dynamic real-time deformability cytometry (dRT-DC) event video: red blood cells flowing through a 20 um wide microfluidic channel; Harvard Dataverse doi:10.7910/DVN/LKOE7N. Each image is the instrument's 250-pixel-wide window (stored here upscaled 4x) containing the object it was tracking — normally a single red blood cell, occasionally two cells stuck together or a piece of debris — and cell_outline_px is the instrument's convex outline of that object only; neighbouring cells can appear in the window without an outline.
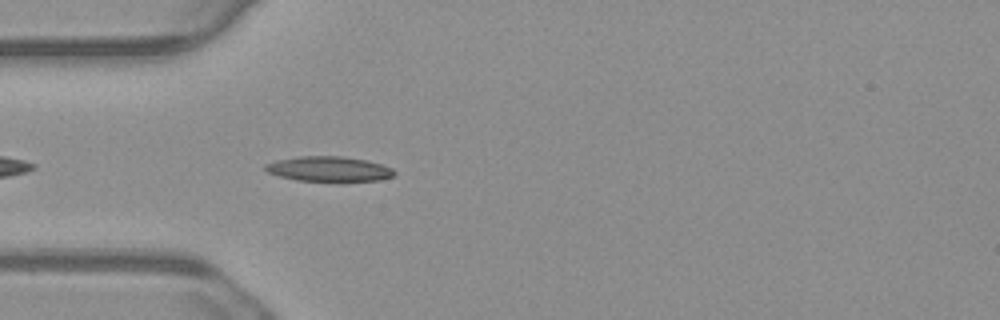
{"species": "common noctule bat (a hibernating species)", "species_latin": "Nyctalus noctula", "temperature_condition": "warm", "stored_images_in_passage": 42, "camera_frame_rate_fps": 3000, "um_per_image_px": 0.085, "animal": {"sex": "male", "body_mass_g": 23.1, "forearm_length_mm": 52.7}, "frame": {"image": 1, "passage_image": 3, "time_ms": 0.667, "image_size_px": [1000, 320], "cell_outline_px": [[396, 176], [380, 180], [296, 180], [280, 176], [268, 172], [264, 168], [264, 164], [276, 160], [300, 156], [340, 156], [364, 160], [380, 164], [392, 168], [396, 172]], "centroid_in_image_um": [27.95, 14.35], "position_along_channel_um": 57.1, "area_um2": 18.44}}
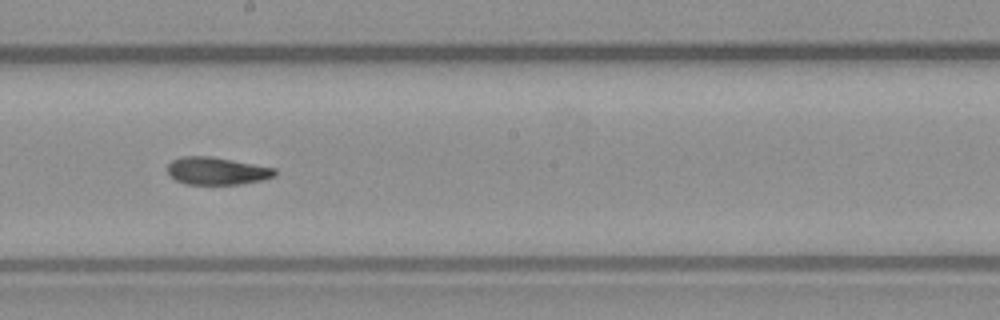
{"frame": {"image": 2, "passage_image": 17, "time_ms": 5.333, "image_size_px": [1000, 320], "cell_outline_px": [[276, 176], [264, 180], [240, 184], [184, 184], [168, 176], [168, 164], [172, 160], [184, 156], [212, 156], [276, 168]], "centroid_in_image_um": [18.44, 14.53], "position_along_channel_um": 229.8, "area_um2": 17.4}}
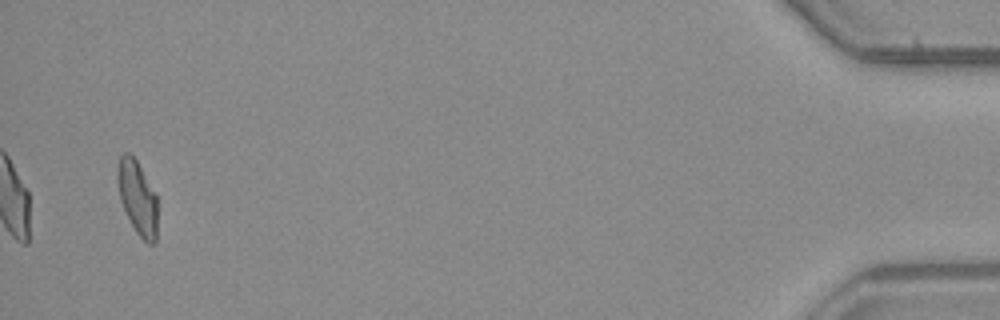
{"frame": {"image": 3, "passage_image": 40, "time_ms": 13.0, "image_size_px": [1000, 320], "cell_outline_px": [[156, 244], [148, 244], [136, 232], [120, 200], [116, 180], [116, 172], [120, 156], [124, 152], [128, 152], [136, 160], [156, 192]], "centroid_in_image_um": [11.67, 16.77], "position_along_channel_um": 423.5, "area_um2": 17.17}, "authors_computed_cell_mechanics": {"area_um2": 17.5423, "velocity_mm_per_s": 3.7476, "shape_relaxation_time_tau1_ms": 7.5185, "shape_relaxation_time_tau2_ms": 2.1237, "deformation_change_tau1": 0.21, "deformation_change_tau2": 0.0736}}